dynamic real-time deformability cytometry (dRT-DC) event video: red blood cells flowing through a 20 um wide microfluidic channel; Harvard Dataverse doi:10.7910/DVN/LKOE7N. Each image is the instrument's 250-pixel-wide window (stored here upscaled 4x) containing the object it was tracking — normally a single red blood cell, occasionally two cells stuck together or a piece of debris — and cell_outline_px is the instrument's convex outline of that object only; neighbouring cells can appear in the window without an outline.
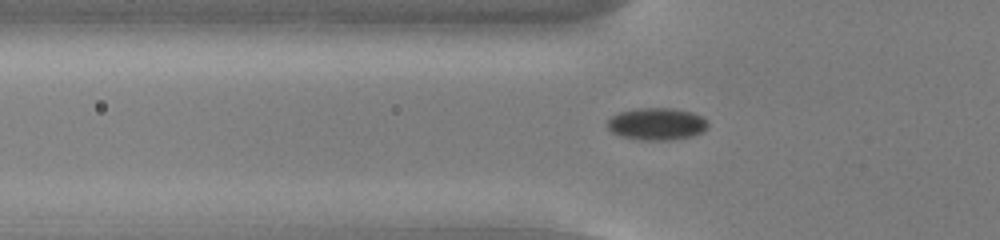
{"species": "common noctule bat (a hibernating species)", "species_latin": "Nyctalus noctula", "temperature_condition": "cold", "stored_images_in_passage": 40, "camera_frame_rate_fps": 3000, "um_per_image_px": 0.085, "animal": {"sex": "male", "body_mass_g": 13.0, "forearm_length_mm": 53.1}, "frame": {"image": 1, "passage_image": 4, "time_ms": 1.0, "image_size_px": [1000, 240], "cell_outline_px": [[708, 128], [704, 132], [692, 136], [672, 140], [640, 140], [620, 136], [612, 132], [608, 128], [608, 120], [612, 116], [620, 112], [640, 108], [672, 108], [692, 112], [704, 116], [708, 120]], "centroid_in_image_um": [55.88, 10.54], "position_along_channel_um": 69.9, "area_um2": 19.07}}
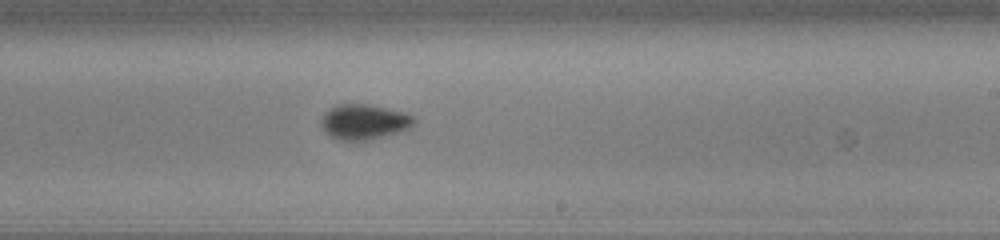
{"frame": {"image": 2, "passage_image": 19, "time_ms": 6.0, "image_size_px": [1000, 240], "cell_outline_px": [[412, 124], [408, 128], [400, 132], [368, 140], [340, 140], [324, 132], [320, 124], [320, 120], [324, 112], [336, 104], [368, 104], [404, 112], [412, 116]], "centroid_in_image_um": [30.88, 10.35], "position_along_channel_um": 258.1, "area_um2": 18.9}}
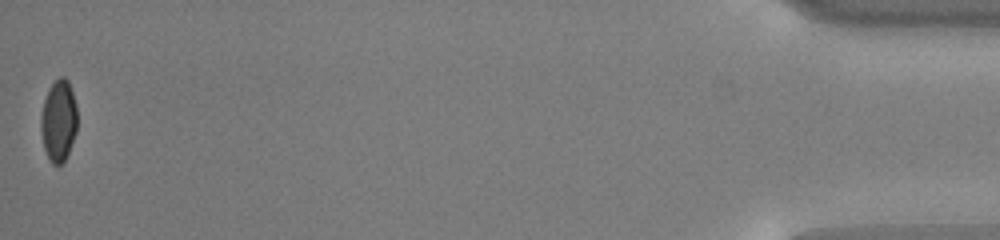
{"frame": {"image": 3, "passage_image": 40, "time_ms": 13.0, "image_size_px": [1000, 240], "cell_outline_px": [[76, 132], [68, 152], [64, 160], [60, 164], [52, 164], [44, 148], [40, 128], [40, 116], [44, 100], [48, 88], [60, 76], [64, 76], [68, 80], [72, 92], [76, 108]], "centroid_in_image_um": [4.96, 10.23], "position_along_channel_um": 430.2, "area_um2": 17.11}, "authors_computed_cell_mechanics": {"area_um2": 18.4093, "velocity_mm_per_s": 3.7765, "shape_relaxation_time_tau1_ms": 1.4023, "shape_relaxation_time_tau2_ms": null, "deformation_change_tau1": 0.0683, "deformation_change_tau2": null}}